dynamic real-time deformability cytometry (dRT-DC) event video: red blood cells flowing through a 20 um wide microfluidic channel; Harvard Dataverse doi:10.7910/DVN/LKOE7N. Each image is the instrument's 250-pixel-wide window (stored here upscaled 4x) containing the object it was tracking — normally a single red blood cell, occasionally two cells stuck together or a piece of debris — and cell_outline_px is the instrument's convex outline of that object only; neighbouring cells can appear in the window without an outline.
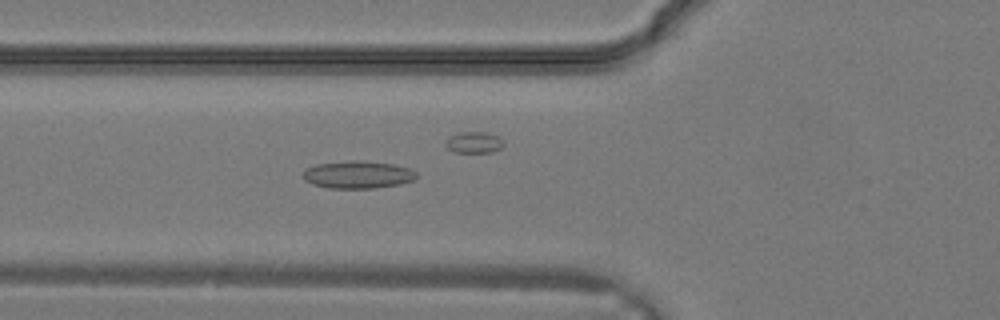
{"species": "common noctule bat (a hibernating species)", "species_latin": "Nyctalus noctula", "temperature_condition": "warm", "stored_images_in_passage": 32, "segment_of_instrument_passage": [1, 2], "camera_frame_rate_fps": 3000, "um_per_image_px": 0.085, "animal": {"sex": "male", "body_mass_g": 19.2, "forearm_length_mm": 51.8}, "frame": {"image": 1, "passage_image": 11, "time_ms": 3.333, "image_size_px": [1000, 320], "cell_outline_px": [[416, 180], [400, 184], [372, 188], [328, 188], [312, 184], [304, 180], [304, 168], [316, 164], [352, 160], [356, 160], [392, 164], [408, 168], [416, 172]], "centroid_in_image_um": [30.39, 14.85], "position_along_channel_um": 95.4, "area_um2": 18.15}}
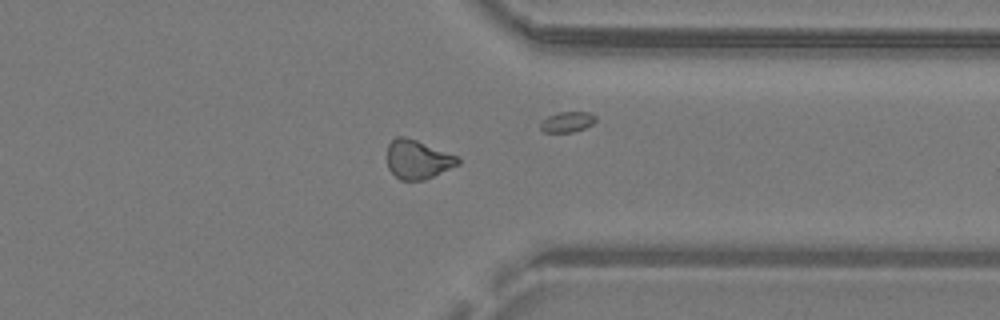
{"frame": {"image": 2, "passage_image": 24, "time_ms": 7.667, "image_size_px": [1000, 320], "cell_outline_px": [[460, 164], [424, 180], [400, 180], [388, 168], [388, 144], [396, 136], [404, 136], [416, 140], [460, 156]], "centroid_in_image_um": [35.53, 13.54], "position_along_channel_um": 375.9, "area_um2": 16.07}}
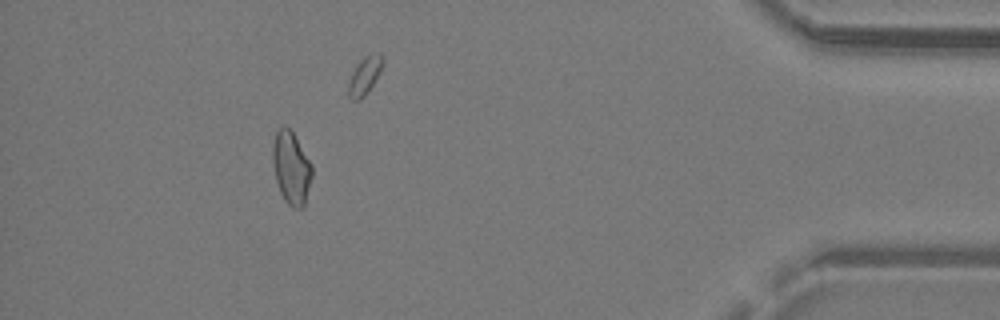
{"frame": {"image": 3, "passage_image": 28, "time_ms": 9.0, "image_size_px": [1000, 320], "cell_outline_px": [[312, 176], [304, 208], [292, 208], [284, 200], [280, 192], [276, 180], [272, 164], [272, 144], [276, 128], [288, 128], [292, 132], [312, 164]], "centroid_in_image_um": [24.74, 14.29], "position_along_channel_um": 410.5, "area_um2": 16.76}}